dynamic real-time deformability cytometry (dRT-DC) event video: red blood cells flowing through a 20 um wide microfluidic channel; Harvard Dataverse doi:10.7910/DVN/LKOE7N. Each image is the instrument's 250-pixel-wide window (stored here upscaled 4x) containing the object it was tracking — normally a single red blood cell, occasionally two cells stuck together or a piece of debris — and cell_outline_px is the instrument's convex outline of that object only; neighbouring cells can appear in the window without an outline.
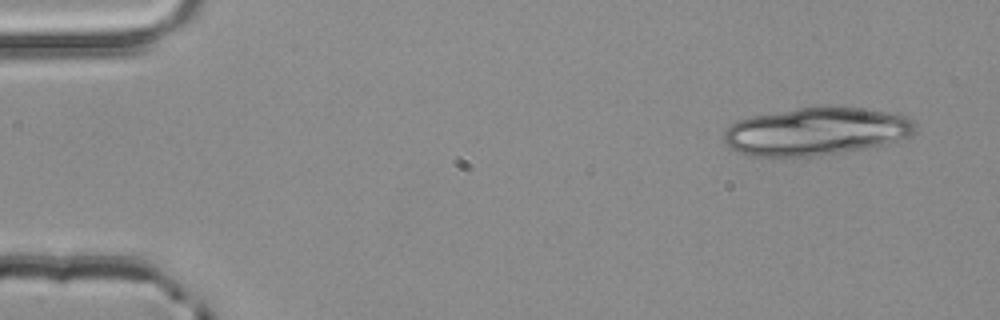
{"species": "common noctule bat (a hibernating species)", "species_latin": "Nyctalus noctula", "temperature_condition": "room temperature", "stored_images_in_passage": 4, "camera_frame_rate_fps": 3000, "um_per_image_px": 0.085, "animal": {"sex": "male", "body_mass_g": 20.4}, "frame": {"image": 1, "passage_image": 1, "time_ms": 0.0, "image_size_px": [1000, 320], "cell_outline_px": [[916, 132], [908, 136], [884, 144], [868, 148], [812, 156], [748, 156], [732, 148], [724, 140], [724, 132], [732, 124], [740, 120], [752, 116], [796, 108], [860, 108], [888, 112], [904, 116], [912, 120], [916, 124]], "centroid_in_image_um": [69.38, 11.18], "position_along_channel_um": 15.6, "area_um2": 52.42}}